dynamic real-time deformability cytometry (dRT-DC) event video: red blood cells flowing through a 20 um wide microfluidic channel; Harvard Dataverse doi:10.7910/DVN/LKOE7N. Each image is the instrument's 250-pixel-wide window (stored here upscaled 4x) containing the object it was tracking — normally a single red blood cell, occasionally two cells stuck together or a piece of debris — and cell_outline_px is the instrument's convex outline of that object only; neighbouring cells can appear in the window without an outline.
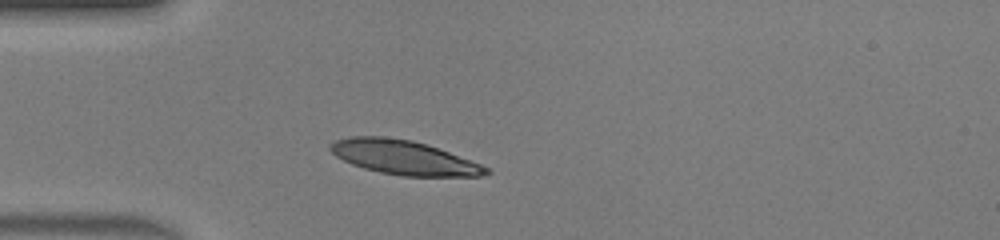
{"species": "human", "species_latin": "Homo sapiens", "temperature_condition": "warm", "stored_images_in_passage": 37, "camera_frame_rate_fps": 3000, "um_per_image_px": 0.085, "donor": {"sex": "male"}, "frame": {"image": 1, "passage_image": 6, "time_ms": 1.667, "image_size_px": [1000, 240], "cell_outline_px": [[492, 172], [480, 176], [404, 176], [380, 172], [364, 168], [352, 164], [336, 156], [328, 148], [328, 144], [336, 140], [352, 136], [384, 136], [412, 140], [428, 144], [480, 164], [488, 168]], "centroid_in_image_um": [34.3, 13.38], "position_along_channel_um": 50.7, "area_um2": 30.92}}
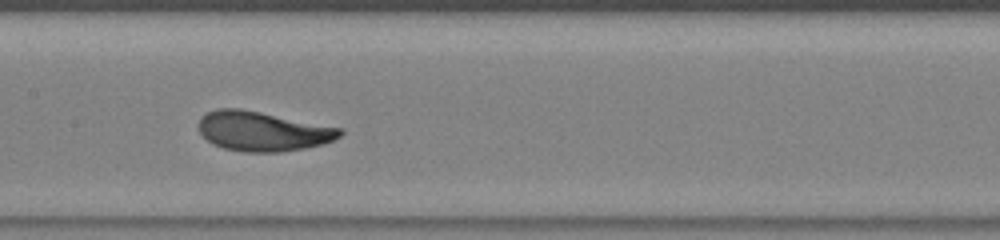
{"frame": {"image": 2, "passage_image": 16, "time_ms": 5.0, "image_size_px": [1000, 240], "cell_outline_px": [[344, 132], [340, 136], [332, 140], [320, 144], [304, 148], [280, 152], [244, 152], [224, 148], [212, 144], [200, 132], [200, 116], [216, 108], [240, 108], [344, 128]], "centroid_in_image_um": [22.34, 11.15], "position_along_channel_um": 185.1, "area_um2": 32.54}}
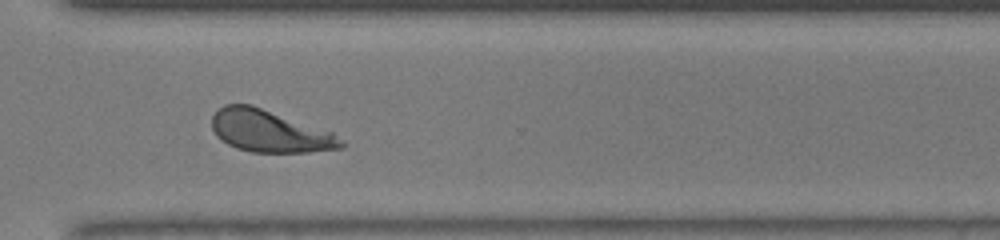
{"frame": {"image": 3, "passage_image": 27, "time_ms": 8.667, "image_size_px": [1000, 240], "cell_outline_px": [[344, 148], [308, 152], [252, 152], [236, 148], [228, 144], [216, 136], [212, 128], [212, 116], [224, 104], [252, 104], [332, 132], [344, 140]], "centroid_in_image_um": [22.92, 11.15], "position_along_channel_um": 347.7, "area_um2": 31.67}, "authors_computed_cell_mechanics": {"area_um2": 31.4432, "velocity_mm_per_s": 4.4377, "shape_relaxation_time_tau1_ms": 2.1873, "shape_relaxation_time_tau2_ms": 0.5711, "deformation_change_tau1": 0.1693, "deformation_change_tau2": 0.0618}}